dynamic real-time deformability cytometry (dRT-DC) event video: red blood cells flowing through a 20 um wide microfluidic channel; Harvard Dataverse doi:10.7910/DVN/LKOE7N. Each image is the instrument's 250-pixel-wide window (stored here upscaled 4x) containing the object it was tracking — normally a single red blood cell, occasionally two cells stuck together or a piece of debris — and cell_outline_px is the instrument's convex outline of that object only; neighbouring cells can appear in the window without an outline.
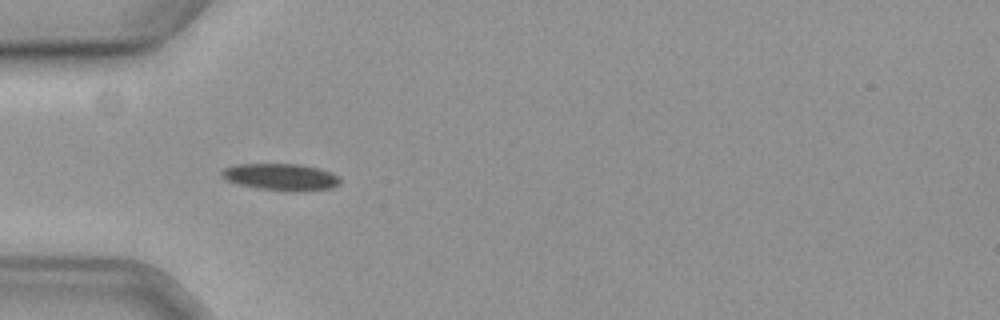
{"species": "common noctule bat (a hibernating species)", "species_latin": "Nyctalus noctula", "temperature_condition": "cold", "stored_images_in_passage": 15, "camera_frame_rate_fps": 3000, "um_per_image_px": 0.085, "animal": {"sex": "female", "body_mass_g": 19.3, "forearm_length_mm": 54.1}, "frame": {"image": 1, "passage_image": 5, "time_ms": 1.333, "image_size_px": [1000, 320], "cell_outline_px": [[340, 184], [332, 188], [304, 192], [284, 192], [256, 188], [224, 180], [220, 176], [220, 172], [224, 168], [236, 164], [300, 164], [320, 168], [332, 172], [340, 180]], "centroid_in_image_um": [23.88, 15.06], "position_along_channel_um": 61.1, "area_um2": 19.02}}